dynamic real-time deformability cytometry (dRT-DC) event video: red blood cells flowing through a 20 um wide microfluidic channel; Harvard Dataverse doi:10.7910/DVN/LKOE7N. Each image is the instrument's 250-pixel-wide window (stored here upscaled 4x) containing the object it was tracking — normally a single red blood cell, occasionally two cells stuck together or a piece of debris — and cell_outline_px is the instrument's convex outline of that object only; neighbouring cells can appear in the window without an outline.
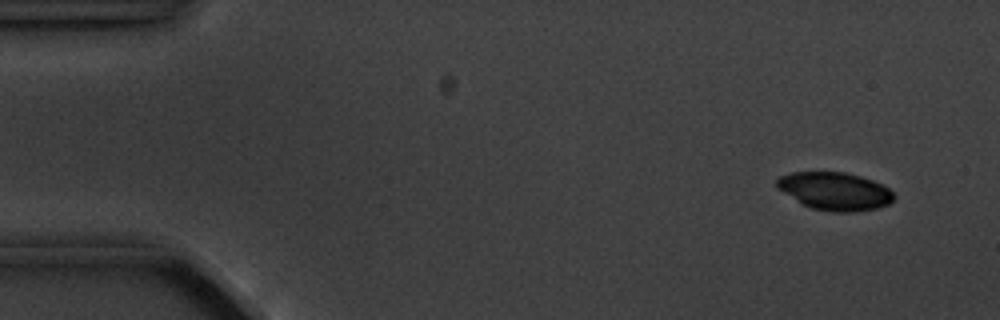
{"species": "common noctule bat (a hibernating species)", "species_latin": "Nyctalus noctula", "temperature_condition": "cold", "stored_images_in_passage": 6, "camera_frame_rate_fps": 3000, "um_per_image_px": 0.085, "animal": {"sex": "male", "body_mass_g": 20.1, "forearm_length_mm": 53.5}, "frame": {"image": 1, "passage_image": 1, "time_ms": 0.0, "image_size_px": [1000, 320], "cell_outline_px": [[896, 196], [888, 204], [876, 208], [852, 212], [832, 212], [812, 208], [800, 204], [776, 188], [776, 180], [780, 176], [792, 172], [844, 172], [860, 176], [872, 180], [888, 188]], "centroid_in_image_um": [70.92, 16.25], "position_along_channel_um": 14.1, "area_um2": 25.89}}
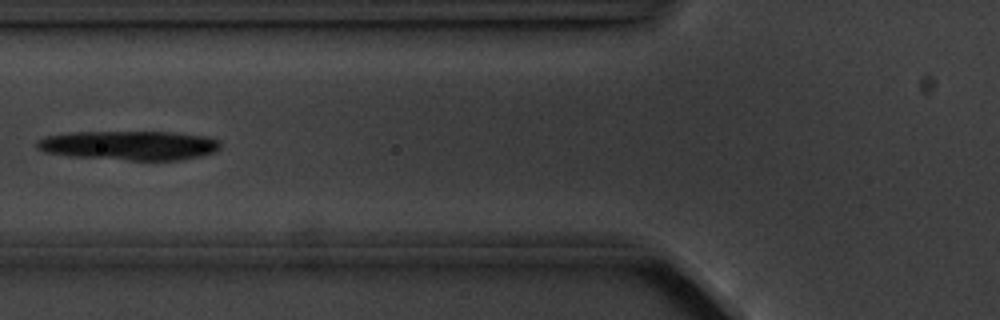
{"frame": {"image": 2, "passage_image": 6, "time_ms": 5.667, "image_size_px": [1000, 320], "cell_outline_px": [[220, 148], [216, 152], [200, 156], [180, 160], [128, 160], [68, 156], [44, 152], [36, 148], [36, 140], [44, 136], [72, 132], [176, 132], [204, 136], [220, 140]], "centroid_in_image_um": [10.98, 12.36], "position_along_channel_um": 114.8, "area_um2": 31.62}}